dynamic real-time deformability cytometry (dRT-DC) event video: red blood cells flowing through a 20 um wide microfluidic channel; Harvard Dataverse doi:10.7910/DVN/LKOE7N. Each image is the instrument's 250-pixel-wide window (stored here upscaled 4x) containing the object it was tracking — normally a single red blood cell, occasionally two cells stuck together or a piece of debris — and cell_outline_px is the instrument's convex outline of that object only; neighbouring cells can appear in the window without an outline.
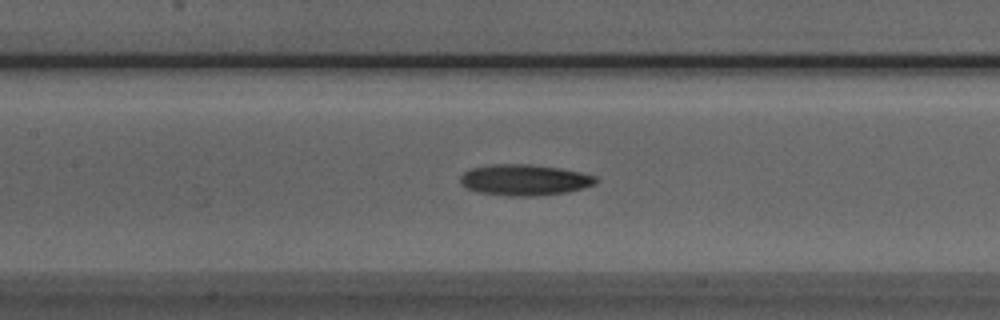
{"species": "Egyptian fruit bat (a non-hibernating species)", "species_latin": "Rousettus aegyptiacus", "temperature_condition": "room temperature", "stored_images_in_passage": 45, "camera_frame_rate_fps": 3000, "um_per_image_px": 0.085, "animal": {"sex": "male"}, "frame": {"image": 1, "passage_image": 22, "time_ms": 7.0, "image_size_px": [1000, 320], "cell_outline_px": [[596, 184], [584, 188], [568, 192], [536, 196], [508, 196], [476, 192], [464, 188], [460, 184], [460, 176], [464, 172], [472, 168], [492, 164], [528, 164], [560, 168], [580, 172], [596, 176]], "centroid_in_image_um": [44.55, 15.3], "position_along_channel_um": 162.8, "area_um2": 24.74}}
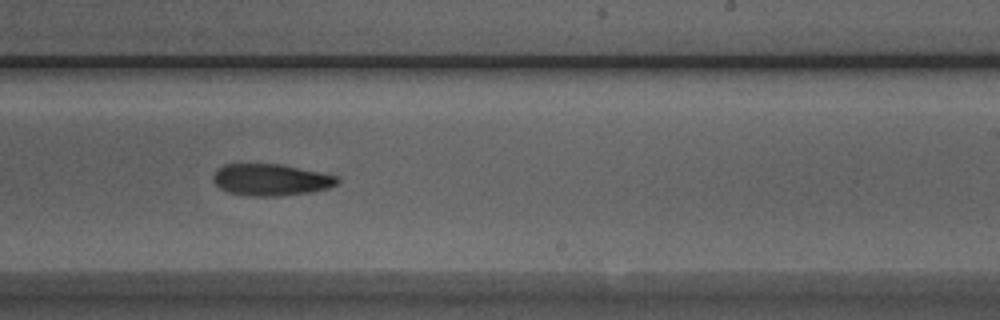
{"frame": {"image": 2, "passage_image": 30, "time_ms": 9.667, "image_size_px": [1000, 320], "cell_outline_px": [[340, 180], [336, 184], [328, 188], [312, 192], [280, 196], [248, 196], [228, 192], [220, 188], [212, 180], [212, 176], [216, 168], [224, 164], [280, 164], [340, 176]], "centroid_in_image_um": [23.01, 15.28], "position_along_channel_um": 266.0, "area_um2": 23.18}}
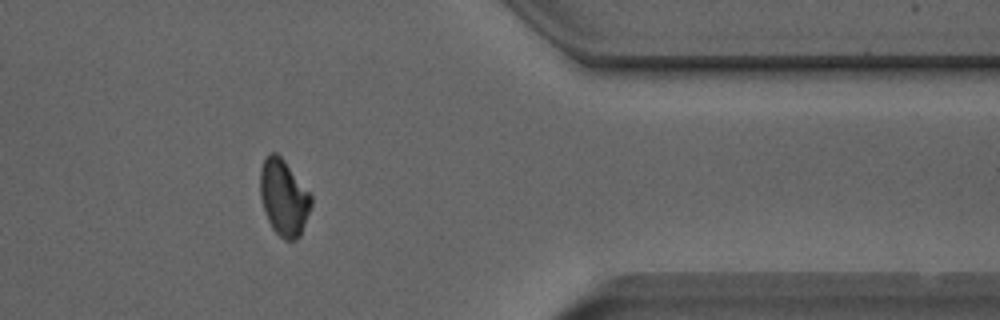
{"frame": {"image": 3, "passage_image": 41, "time_ms": 13.333, "image_size_px": [1000, 320], "cell_outline_px": [[312, 204], [300, 236], [296, 240], [284, 240], [272, 228], [268, 220], [260, 196], [260, 168], [268, 152], [276, 152], [284, 160], [312, 196]], "centroid_in_image_um": [24.11, 16.79], "position_along_channel_um": 387.3, "area_um2": 22.48}, "authors_computed_cell_mechanics": {"area_um2": 23.4668, "velocity_mm_per_s": 3.8888, "shape_relaxation_time_tau1_ms": 4.8875, "shape_relaxation_time_tau2_ms": null, "deformation_change_tau1": 0.1287, "deformation_change_tau2": null}}